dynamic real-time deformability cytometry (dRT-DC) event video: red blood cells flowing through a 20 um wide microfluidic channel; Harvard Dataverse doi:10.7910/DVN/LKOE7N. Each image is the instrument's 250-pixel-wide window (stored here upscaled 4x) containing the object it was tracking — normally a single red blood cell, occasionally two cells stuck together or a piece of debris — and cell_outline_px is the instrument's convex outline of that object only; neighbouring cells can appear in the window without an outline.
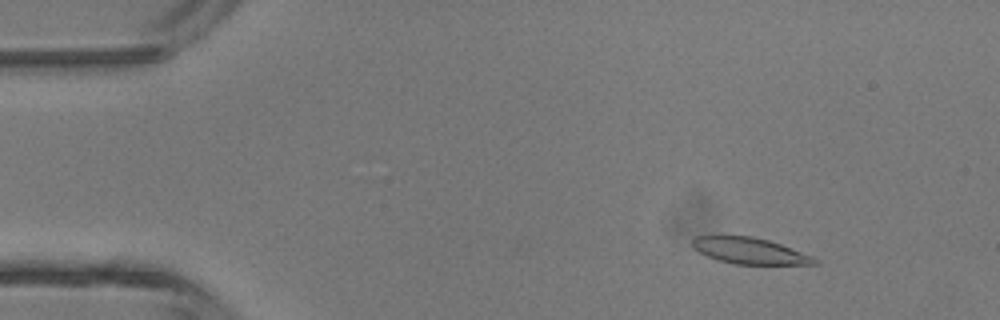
{"species": "common noctule bat (a hibernating species)", "species_latin": "Nyctalus noctula", "temperature_condition": "room temperature", "stored_images_in_passage": 45, "camera_frame_rate_fps": 3000, "um_per_image_px": 0.085, "animal": {"sex": "male", "body_mass_g": 13.3}, "frame": {"image": 1, "passage_image": 5, "time_ms": 1.333, "image_size_px": [1000, 320], "cell_outline_px": [[820, 264], [736, 264], [716, 260], [700, 252], [692, 244], [692, 240], [696, 236], [752, 236], [768, 240], [780, 244], [812, 256], [820, 260]], "centroid_in_image_um": [63.75, 21.33], "position_along_channel_um": 21.2, "area_um2": 18.44}}
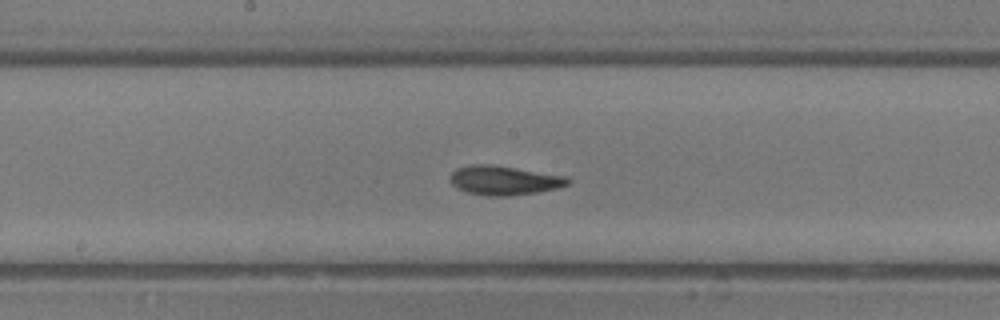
{"frame": {"image": 2, "passage_image": 23, "time_ms": 7.333, "image_size_px": [1000, 320], "cell_outline_px": [[572, 180], [568, 184], [556, 188], [536, 192], [508, 196], [484, 196], [468, 192], [456, 188], [448, 180], [452, 172], [456, 168], [468, 164], [488, 164], [568, 176]], "centroid_in_image_um": [42.81, 15.33], "position_along_channel_um": 205.4, "area_um2": 20.11}}
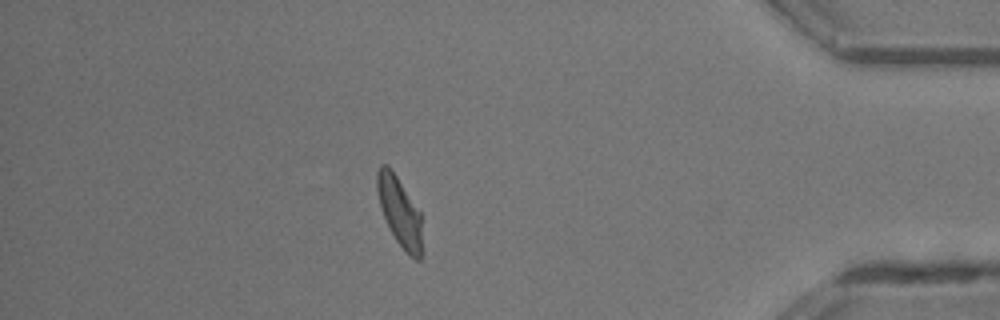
{"frame": {"image": 3, "passage_image": 39, "time_ms": 12.667, "image_size_px": [1000, 320], "cell_outline_px": [[424, 252], [420, 260], [416, 260], [408, 256], [396, 240], [384, 216], [380, 204], [376, 188], [376, 172], [380, 164], [388, 164], [420, 212]], "centroid_in_image_um": [34.0, 18.05], "position_along_channel_um": 401.2, "area_um2": 18.32}, "authors_computed_cell_mechanics": {"area_um2": 19.4786, "velocity_mm_per_s": 4.4898, "shape_relaxation_time_tau1_ms": 3.7617, "shape_relaxation_time_tau2_ms": 1.7332, "deformation_change_tau1": 0.1557, "deformation_change_tau2": 0.0627}}